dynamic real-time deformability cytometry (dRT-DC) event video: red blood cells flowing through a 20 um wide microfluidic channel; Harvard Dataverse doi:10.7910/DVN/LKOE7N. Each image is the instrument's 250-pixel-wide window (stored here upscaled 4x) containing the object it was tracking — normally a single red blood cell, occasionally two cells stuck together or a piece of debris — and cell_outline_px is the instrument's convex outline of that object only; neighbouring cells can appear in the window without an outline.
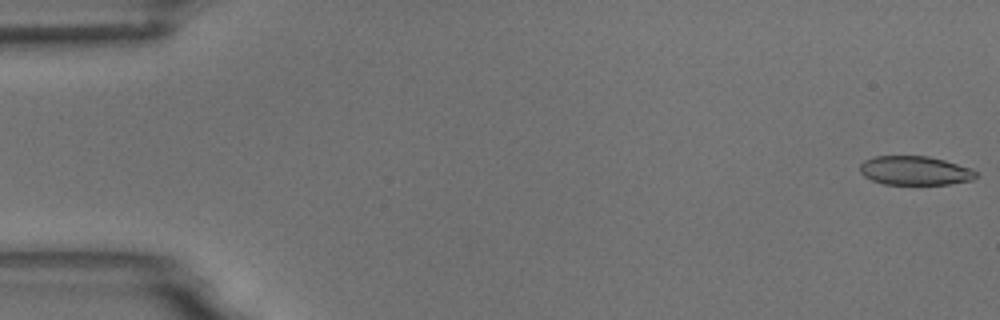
{"species": "common noctule bat (a hibernating species)", "species_latin": "Nyctalus noctula", "temperature_condition": "room temperature", "stored_images_in_passage": 8, "camera_frame_rate_fps": 3000, "um_per_image_px": 0.085, "animal": {"sex": "male", "body_mass_g": 18.8}, "frame": {"image": 1, "passage_image": 1, "time_ms": 0.0, "image_size_px": [1000, 320], "cell_outline_px": [[976, 176], [972, 180], [948, 184], [884, 184], [872, 180], [864, 176], [860, 172], [860, 164], [864, 160], [876, 156], [928, 156], [944, 160], [972, 168], [976, 172]], "centroid_in_image_um": [77.76, 14.5], "position_along_channel_um": 7.2, "area_um2": 19.54}}